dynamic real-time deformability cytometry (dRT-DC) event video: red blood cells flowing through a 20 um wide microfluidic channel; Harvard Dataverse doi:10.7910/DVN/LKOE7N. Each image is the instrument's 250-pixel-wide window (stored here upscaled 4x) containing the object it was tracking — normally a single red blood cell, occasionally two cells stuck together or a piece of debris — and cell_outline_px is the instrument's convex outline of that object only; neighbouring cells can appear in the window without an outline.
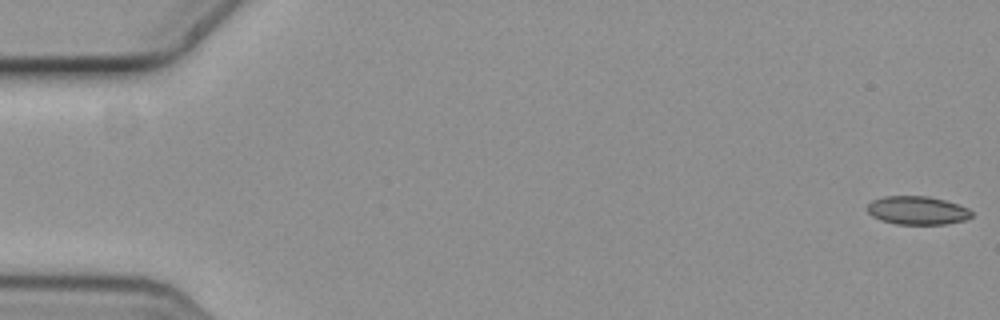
{"species": "common noctule bat (a hibernating species)", "species_latin": "Nyctalus noctula", "temperature_condition": "cold", "stored_images_in_passage": 7, "camera_frame_rate_fps": 3000, "um_per_image_px": 0.085, "animal": {"sex": "female", "body_mass_g": 19.3, "forearm_length_mm": 54.1}, "frame": {"image": 1, "passage_image": 1, "time_ms": 0.0, "image_size_px": [1000, 320], "cell_outline_px": [[972, 216], [964, 220], [944, 224], [896, 224], [880, 220], [872, 216], [868, 212], [868, 204], [872, 200], [884, 196], [928, 196], [944, 200], [968, 208], [972, 212]], "centroid_in_image_um": [77.95, 17.88], "position_along_channel_um": 7.1, "area_um2": 17.17}}
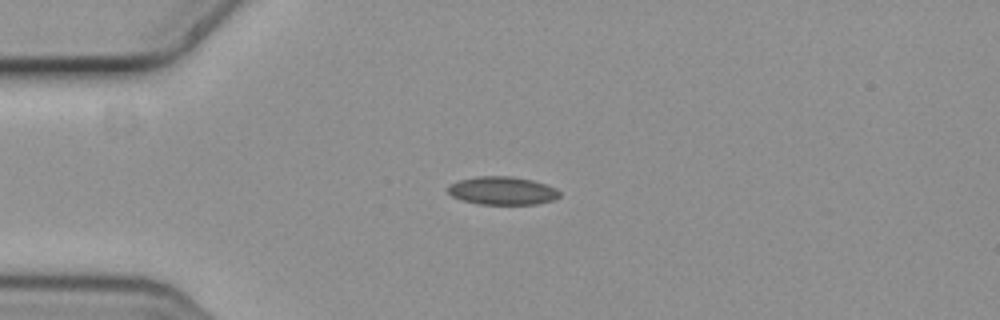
{"frame": {"image": 2, "passage_image": 5, "time_ms": 1.333, "image_size_px": [1000, 320], "cell_outline_px": [[560, 196], [556, 200], [536, 204], [480, 204], [464, 200], [452, 196], [448, 192], [448, 188], [452, 184], [460, 180], [480, 176], [512, 176], [532, 180], [556, 188], [560, 192]], "centroid_in_image_um": [42.76, 16.21], "position_along_channel_um": 42.2, "area_um2": 18.15}}
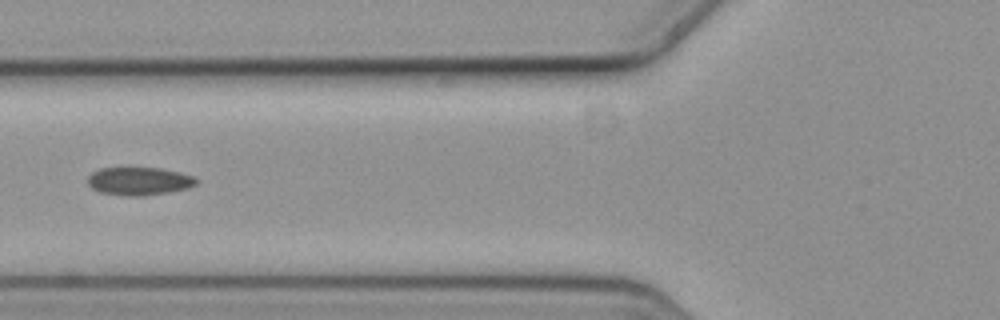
{"frame": {"image": 3, "passage_image": 7, "time_ms": 2.0, "image_size_px": [1000, 320], "cell_outline_px": [[200, 180], [196, 184], [188, 188], [168, 192], [144, 196], [124, 196], [100, 192], [92, 188], [88, 184], [88, 176], [92, 172], [100, 168], [160, 168], [180, 172], [192, 176]], "centroid_in_image_um": [11.83, 15.4], "position_along_channel_um": 114.0, "area_um2": 17.8}}